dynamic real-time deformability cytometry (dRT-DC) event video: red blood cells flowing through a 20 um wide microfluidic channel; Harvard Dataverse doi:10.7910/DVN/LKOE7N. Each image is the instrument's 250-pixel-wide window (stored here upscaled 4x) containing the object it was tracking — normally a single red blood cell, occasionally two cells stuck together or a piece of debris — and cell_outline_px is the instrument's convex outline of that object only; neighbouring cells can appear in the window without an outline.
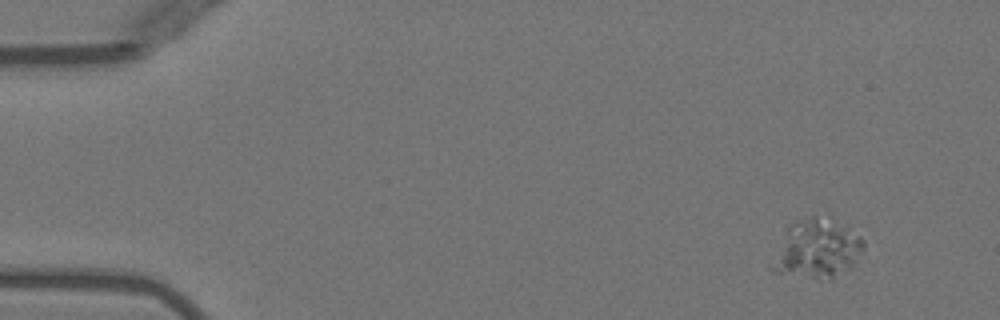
{"species": "Egyptian fruit bat (a non-hibernating species)", "species_latin": "Rousettus aegyptiacus", "temperature_condition": "warm", "stored_images_in_passage": 12, "camera_frame_rate_fps": 3000, "um_per_image_px": 0.085, "animal": {"sex": "female"}, "frame": {"image": 1, "passage_image": 5, "time_ms": 1.333, "image_size_px": [1000, 320], "cell_outline_px": [[864, 248], [852, 268], [832, 280], [816, 280], [772, 272], [768, 268], [784, 224], [796, 220], [828, 212], [832, 212], [852, 224], [864, 240]], "centroid_in_image_um": [69.46, 21.06], "position_along_channel_um": 15.5, "area_um2": 34.51}}